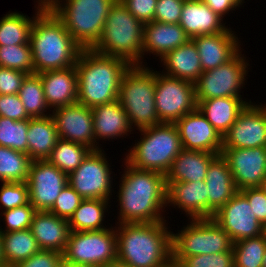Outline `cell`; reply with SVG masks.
<instances>
[{
  "instance_id": "obj_1",
  "label": "cell",
  "mask_w": 266,
  "mask_h": 267,
  "mask_svg": "<svg viewBox=\"0 0 266 267\" xmlns=\"http://www.w3.org/2000/svg\"><path fill=\"white\" fill-rule=\"evenodd\" d=\"M120 178L118 222L154 223L167 221L163 217L167 207V184L165 175L156 171L137 169L125 160ZM163 209V210H162Z\"/></svg>"
},
{
  "instance_id": "obj_2",
  "label": "cell",
  "mask_w": 266,
  "mask_h": 267,
  "mask_svg": "<svg viewBox=\"0 0 266 267\" xmlns=\"http://www.w3.org/2000/svg\"><path fill=\"white\" fill-rule=\"evenodd\" d=\"M117 261L130 267H160L172 257V232L166 221L115 223Z\"/></svg>"
},
{
  "instance_id": "obj_3",
  "label": "cell",
  "mask_w": 266,
  "mask_h": 267,
  "mask_svg": "<svg viewBox=\"0 0 266 267\" xmlns=\"http://www.w3.org/2000/svg\"><path fill=\"white\" fill-rule=\"evenodd\" d=\"M130 64L120 58L82 49L75 68L78 74V99L90 108L118 99L123 73Z\"/></svg>"
},
{
  "instance_id": "obj_4",
  "label": "cell",
  "mask_w": 266,
  "mask_h": 267,
  "mask_svg": "<svg viewBox=\"0 0 266 267\" xmlns=\"http://www.w3.org/2000/svg\"><path fill=\"white\" fill-rule=\"evenodd\" d=\"M29 43L34 73L37 74L75 66L82 50L49 7L35 18Z\"/></svg>"
},
{
  "instance_id": "obj_5",
  "label": "cell",
  "mask_w": 266,
  "mask_h": 267,
  "mask_svg": "<svg viewBox=\"0 0 266 267\" xmlns=\"http://www.w3.org/2000/svg\"><path fill=\"white\" fill-rule=\"evenodd\" d=\"M143 33L144 23L116 0L105 20L101 38L92 49L103 55L120 57L130 65H146L142 61Z\"/></svg>"
},
{
  "instance_id": "obj_6",
  "label": "cell",
  "mask_w": 266,
  "mask_h": 267,
  "mask_svg": "<svg viewBox=\"0 0 266 267\" xmlns=\"http://www.w3.org/2000/svg\"><path fill=\"white\" fill-rule=\"evenodd\" d=\"M156 71L146 65H130L123 73L118 100L134 130L161 124L155 106Z\"/></svg>"
},
{
  "instance_id": "obj_7",
  "label": "cell",
  "mask_w": 266,
  "mask_h": 267,
  "mask_svg": "<svg viewBox=\"0 0 266 267\" xmlns=\"http://www.w3.org/2000/svg\"><path fill=\"white\" fill-rule=\"evenodd\" d=\"M139 141L135 140L127 150L124 160L131 166L166 174L176 156L183 149L182 142L174 123H161L138 130Z\"/></svg>"
},
{
  "instance_id": "obj_8",
  "label": "cell",
  "mask_w": 266,
  "mask_h": 267,
  "mask_svg": "<svg viewBox=\"0 0 266 267\" xmlns=\"http://www.w3.org/2000/svg\"><path fill=\"white\" fill-rule=\"evenodd\" d=\"M115 1L54 0L48 7L82 49H92L101 38L105 20Z\"/></svg>"
},
{
  "instance_id": "obj_9",
  "label": "cell",
  "mask_w": 266,
  "mask_h": 267,
  "mask_svg": "<svg viewBox=\"0 0 266 267\" xmlns=\"http://www.w3.org/2000/svg\"><path fill=\"white\" fill-rule=\"evenodd\" d=\"M188 221L178 233L172 232V257L233 251L231 237L212 218Z\"/></svg>"
},
{
  "instance_id": "obj_10",
  "label": "cell",
  "mask_w": 266,
  "mask_h": 267,
  "mask_svg": "<svg viewBox=\"0 0 266 267\" xmlns=\"http://www.w3.org/2000/svg\"><path fill=\"white\" fill-rule=\"evenodd\" d=\"M63 259L70 263H83L105 267L117 261L115 227L99 231H71Z\"/></svg>"
},
{
  "instance_id": "obj_11",
  "label": "cell",
  "mask_w": 266,
  "mask_h": 267,
  "mask_svg": "<svg viewBox=\"0 0 266 267\" xmlns=\"http://www.w3.org/2000/svg\"><path fill=\"white\" fill-rule=\"evenodd\" d=\"M240 50L228 62L203 72L195 84L196 100L222 97H242L241 88L246 85L249 60Z\"/></svg>"
},
{
  "instance_id": "obj_12",
  "label": "cell",
  "mask_w": 266,
  "mask_h": 267,
  "mask_svg": "<svg viewBox=\"0 0 266 267\" xmlns=\"http://www.w3.org/2000/svg\"><path fill=\"white\" fill-rule=\"evenodd\" d=\"M156 113L161 123H175L197 109L195 84L156 71Z\"/></svg>"
},
{
  "instance_id": "obj_13",
  "label": "cell",
  "mask_w": 266,
  "mask_h": 267,
  "mask_svg": "<svg viewBox=\"0 0 266 267\" xmlns=\"http://www.w3.org/2000/svg\"><path fill=\"white\" fill-rule=\"evenodd\" d=\"M106 155L103 149L91 151L79 167L68 175V184L83 199H111L114 179Z\"/></svg>"
},
{
  "instance_id": "obj_14",
  "label": "cell",
  "mask_w": 266,
  "mask_h": 267,
  "mask_svg": "<svg viewBox=\"0 0 266 267\" xmlns=\"http://www.w3.org/2000/svg\"><path fill=\"white\" fill-rule=\"evenodd\" d=\"M212 219L227 232L233 243L265 233V227L253 213L248 199L238 191Z\"/></svg>"
},
{
  "instance_id": "obj_15",
  "label": "cell",
  "mask_w": 266,
  "mask_h": 267,
  "mask_svg": "<svg viewBox=\"0 0 266 267\" xmlns=\"http://www.w3.org/2000/svg\"><path fill=\"white\" fill-rule=\"evenodd\" d=\"M67 183L68 175L48 160L32 161L27 179L29 203L36 211H48Z\"/></svg>"
},
{
  "instance_id": "obj_16",
  "label": "cell",
  "mask_w": 266,
  "mask_h": 267,
  "mask_svg": "<svg viewBox=\"0 0 266 267\" xmlns=\"http://www.w3.org/2000/svg\"><path fill=\"white\" fill-rule=\"evenodd\" d=\"M260 104L248 103L239 113L222 137V148L266 147V104Z\"/></svg>"
},
{
  "instance_id": "obj_17",
  "label": "cell",
  "mask_w": 266,
  "mask_h": 267,
  "mask_svg": "<svg viewBox=\"0 0 266 267\" xmlns=\"http://www.w3.org/2000/svg\"><path fill=\"white\" fill-rule=\"evenodd\" d=\"M51 117L59 138L85 145L92 151L102 149L95 141L92 108L76 102L52 110Z\"/></svg>"
},
{
  "instance_id": "obj_18",
  "label": "cell",
  "mask_w": 266,
  "mask_h": 267,
  "mask_svg": "<svg viewBox=\"0 0 266 267\" xmlns=\"http://www.w3.org/2000/svg\"><path fill=\"white\" fill-rule=\"evenodd\" d=\"M238 191L261 187L266 178V147L222 148Z\"/></svg>"
},
{
  "instance_id": "obj_19",
  "label": "cell",
  "mask_w": 266,
  "mask_h": 267,
  "mask_svg": "<svg viewBox=\"0 0 266 267\" xmlns=\"http://www.w3.org/2000/svg\"><path fill=\"white\" fill-rule=\"evenodd\" d=\"M174 124L183 149L221 154L222 136L198 109L186 114Z\"/></svg>"
},
{
  "instance_id": "obj_20",
  "label": "cell",
  "mask_w": 266,
  "mask_h": 267,
  "mask_svg": "<svg viewBox=\"0 0 266 267\" xmlns=\"http://www.w3.org/2000/svg\"><path fill=\"white\" fill-rule=\"evenodd\" d=\"M230 27L220 33L200 35L191 40L197 47L202 71L212 70L232 59L241 50V41Z\"/></svg>"
},
{
  "instance_id": "obj_21",
  "label": "cell",
  "mask_w": 266,
  "mask_h": 267,
  "mask_svg": "<svg viewBox=\"0 0 266 267\" xmlns=\"http://www.w3.org/2000/svg\"><path fill=\"white\" fill-rule=\"evenodd\" d=\"M167 206L184 211L188 219H208V192L205 181L166 182ZM169 204V205H168Z\"/></svg>"
},
{
  "instance_id": "obj_22",
  "label": "cell",
  "mask_w": 266,
  "mask_h": 267,
  "mask_svg": "<svg viewBox=\"0 0 266 267\" xmlns=\"http://www.w3.org/2000/svg\"><path fill=\"white\" fill-rule=\"evenodd\" d=\"M44 98L50 110L77 102L78 74L75 66L60 70H49L39 73Z\"/></svg>"
},
{
  "instance_id": "obj_23",
  "label": "cell",
  "mask_w": 266,
  "mask_h": 267,
  "mask_svg": "<svg viewBox=\"0 0 266 267\" xmlns=\"http://www.w3.org/2000/svg\"><path fill=\"white\" fill-rule=\"evenodd\" d=\"M30 231L41 250L64 253L71 233L68 220L49 211H36L32 218Z\"/></svg>"
},
{
  "instance_id": "obj_24",
  "label": "cell",
  "mask_w": 266,
  "mask_h": 267,
  "mask_svg": "<svg viewBox=\"0 0 266 267\" xmlns=\"http://www.w3.org/2000/svg\"><path fill=\"white\" fill-rule=\"evenodd\" d=\"M189 40L179 24L156 21L144 23L142 60L146 53L149 55L152 53L161 60L168 52L186 44Z\"/></svg>"
},
{
  "instance_id": "obj_25",
  "label": "cell",
  "mask_w": 266,
  "mask_h": 267,
  "mask_svg": "<svg viewBox=\"0 0 266 267\" xmlns=\"http://www.w3.org/2000/svg\"><path fill=\"white\" fill-rule=\"evenodd\" d=\"M205 183L208 192L209 219L238 192L229 165L221 154L211 161Z\"/></svg>"
},
{
  "instance_id": "obj_26",
  "label": "cell",
  "mask_w": 266,
  "mask_h": 267,
  "mask_svg": "<svg viewBox=\"0 0 266 267\" xmlns=\"http://www.w3.org/2000/svg\"><path fill=\"white\" fill-rule=\"evenodd\" d=\"M224 19L201 0H185L179 25L192 39L200 35H210L225 31Z\"/></svg>"
},
{
  "instance_id": "obj_27",
  "label": "cell",
  "mask_w": 266,
  "mask_h": 267,
  "mask_svg": "<svg viewBox=\"0 0 266 267\" xmlns=\"http://www.w3.org/2000/svg\"><path fill=\"white\" fill-rule=\"evenodd\" d=\"M93 127L95 141L99 145L100 140H112L129 136L132 127L129 124L127 114L119 100L95 106L92 108Z\"/></svg>"
},
{
  "instance_id": "obj_28",
  "label": "cell",
  "mask_w": 266,
  "mask_h": 267,
  "mask_svg": "<svg viewBox=\"0 0 266 267\" xmlns=\"http://www.w3.org/2000/svg\"><path fill=\"white\" fill-rule=\"evenodd\" d=\"M196 101L197 109L222 137L237 120L239 113L248 103H251V100H244L243 97H222Z\"/></svg>"
},
{
  "instance_id": "obj_29",
  "label": "cell",
  "mask_w": 266,
  "mask_h": 267,
  "mask_svg": "<svg viewBox=\"0 0 266 267\" xmlns=\"http://www.w3.org/2000/svg\"><path fill=\"white\" fill-rule=\"evenodd\" d=\"M219 154L182 149L165 174L166 182L205 181L211 161Z\"/></svg>"
},
{
  "instance_id": "obj_30",
  "label": "cell",
  "mask_w": 266,
  "mask_h": 267,
  "mask_svg": "<svg viewBox=\"0 0 266 267\" xmlns=\"http://www.w3.org/2000/svg\"><path fill=\"white\" fill-rule=\"evenodd\" d=\"M159 61L165 69L162 73L170 77L195 83L203 73L197 47L191 39L168 52Z\"/></svg>"
},
{
  "instance_id": "obj_31",
  "label": "cell",
  "mask_w": 266,
  "mask_h": 267,
  "mask_svg": "<svg viewBox=\"0 0 266 267\" xmlns=\"http://www.w3.org/2000/svg\"><path fill=\"white\" fill-rule=\"evenodd\" d=\"M59 139L51 115L29 119L28 156L32 161L47 160Z\"/></svg>"
},
{
  "instance_id": "obj_32",
  "label": "cell",
  "mask_w": 266,
  "mask_h": 267,
  "mask_svg": "<svg viewBox=\"0 0 266 267\" xmlns=\"http://www.w3.org/2000/svg\"><path fill=\"white\" fill-rule=\"evenodd\" d=\"M34 8L36 11L32 18L13 11L0 18V46L30 44L33 22L46 7L37 3Z\"/></svg>"
},
{
  "instance_id": "obj_33",
  "label": "cell",
  "mask_w": 266,
  "mask_h": 267,
  "mask_svg": "<svg viewBox=\"0 0 266 267\" xmlns=\"http://www.w3.org/2000/svg\"><path fill=\"white\" fill-rule=\"evenodd\" d=\"M110 200L83 199L68 220L71 231H99L109 227L104 226V220ZM109 206V207H108Z\"/></svg>"
},
{
  "instance_id": "obj_34",
  "label": "cell",
  "mask_w": 266,
  "mask_h": 267,
  "mask_svg": "<svg viewBox=\"0 0 266 267\" xmlns=\"http://www.w3.org/2000/svg\"><path fill=\"white\" fill-rule=\"evenodd\" d=\"M1 242L4 265L16 266L41 250L30 229L1 232Z\"/></svg>"
},
{
  "instance_id": "obj_35",
  "label": "cell",
  "mask_w": 266,
  "mask_h": 267,
  "mask_svg": "<svg viewBox=\"0 0 266 267\" xmlns=\"http://www.w3.org/2000/svg\"><path fill=\"white\" fill-rule=\"evenodd\" d=\"M18 95L22 101V104L24 105L26 113L30 118L51 115L50 112L52 110H50L46 104L43 84L39 74H28L24 78Z\"/></svg>"
},
{
  "instance_id": "obj_36",
  "label": "cell",
  "mask_w": 266,
  "mask_h": 267,
  "mask_svg": "<svg viewBox=\"0 0 266 267\" xmlns=\"http://www.w3.org/2000/svg\"><path fill=\"white\" fill-rule=\"evenodd\" d=\"M91 151L85 145L59 138L47 160L69 175L79 167Z\"/></svg>"
},
{
  "instance_id": "obj_37",
  "label": "cell",
  "mask_w": 266,
  "mask_h": 267,
  "mask_svg": "<svg viewBox=\"0 0 266 267\" xmlns=\"http://www.w3.org/2000/svg\"><path fill=\"white\" fill-rule=\"evenodd\" d=\"M32 163L28 154L0 146V181L27 182Z\"/></svg>"
},
{
  "instance_id": "obj_38",
  "label": "cell",
  "mask_w": 266,
  "mask_h": 267,
  "mask_svg": "<svg viewBox=\"0 0 266 267\" xmlns=\"http://www.w3.org/2000/svg\"><path fill=\"white\" fill-rule=\"evenodd\" d=\"M234 267H262L266 251V233L233 244Z\"/></svg>"
},
{
  "instance_id": "obj_39",
  "label": "cell",
  "mask_w": 266,
  "mask_h": 267,
  "mask_svg": "<svg viewBox=\"0 0 266 267\" xmlns=\"http://www.w3.org/2000/svg\"><path fill=\"white\" fill-rule=\"evenodd\" d=\"M29 120L15 121L0 116V146L28 154Z\"/></svg>"
},
{
  "instance_id": "obj_40",
  "label": "cell",
  "mask_w": 266,
  "mask_h": 267,
  "mask_svg": "<svg viewBox=\"0 0 266 267\" xmlns=\"http://www.w3.org/2000/svg\"><path fill=\"white\" fill-rule=\"evenodd\" d=\"M0 66L34 74L30 44L0 46Z\"/></svg>"
},
{
  "instance_id": "obj_41",
  "label": "cell",
  "mask_w": 266,
  "mask_h": 267,
  "mask_svg": "<svg viewBox=\"0 0 266 267\" xmlns=\"http://www.w3.org/2000/svg\"><path fill=\"white\" fill-rule=\"evenodd\" d=\"M36 210L31 203L25 204L20 207L5 210L0 213L3 218L4 229L0 226V232H14L30 229L33 215Z\"/></svg>"
},
{
  "instance_id": "obj_42",
  "label": "cell",
  "mask_w": 266,
  "mask_h": 267,
  "mask_svg": "<svg viewBox=\"0 0 266 267\" xmlns=\"http://www.w3.org/2000/svg\"><path fill=\"white\" fill-rule=\"evenodd\" d=\"M28 203L29 188L27 182H2L0 189L1 212Z\"/></svg>"
},
{
  "instance_id": "obj_43",
  "label": "cell",
  "mask_w": 266,
  "mask_h": 267,
  "mask_svg": "<svg viewBox=\"0 0 266 267\" xmlns=\"http://www.w3.org/2000/svg\"><path fill=\"white\" fill-rule=\"evenodd\" d=\"M173 258L183 267H234L233 251Z\"/></svg>"
},
{
  "instance_id": "obj_44",
  "label": "cell",
  "mask_w": 266,
  "mask_h": 267,
  "mask_svg": "<svg viewBox=\"0 0 266 267\" xmlns=\"http://www.w3.org/2000/svg\"><path fill=\"white\" fill-rule=\"evenodd\" d=\"M82 200L83 198L67 183L48 211L69 220Z\"/></svg>"
},
{
  "instance_id": "obj_45",
  "label": "cell",
  "mask_w": 266,
  "mask_h": 267,
  "mask_svg": "<svg viewBox=\"0 0 266 267\" xmlns=\"http://www.w3.org/2000/svg\"><path fill=\"white\" fill-rule=\"evenodd\" d=\"M185 0H157L154 21L179 24Z\"/></svg>"
},
{
  "instance_id": "obj_46",
  "label": "cell",
  "mask_w": 266,
  "mask_h": 267,
  "mask_svg": "<svg viewBox=\"0 0 266 267\" xmlns=\"http://www.w3.org/2000/svg\"><path fill=\"white\" fill-rule=\"evenodd\" d=\"M0 116L15 121L30 119L18 94L0 95Z\"/></svg>"
},
{
  "instance_id": "obj_47",
  "label": "cell",
  "mask_w": 266,
  "mask_h": 267,
  "mask_svg": "<svg viewBox=\"0 0 266 267\" xmlns=\"http://www.w3.org/2000/svg\"><path fill=\"white\" fill-rule=\"evenodd\" d=\"M27 75L23 71L0 66V95L18 94Z\"/></svg>"
},
{
  "instance_id": "obj_48",
  "label": "cell",
  "mask_w": 266,
  "mask_h": 267,
  "mask_svg": "<svg viewBox=\"0 0 266 267\" xmlns=\"http://www.w3.org/2000/svg\"><path fill=\"white\" fill-rule=\"evenodd\" d=\"M63 260V253L40 250L28 259L19 262L16 267H61Z\"/></svg>"
},
{
  "instance_id": "obj_49",
  "label": "cell",
  "mask_w": 266,
  "mask_h": 267,
  "mask_svg": "<svg viewBox=\"0 0 266 267\" xmlns=\"http://www.w3.org/2000/svg\"><path fill=\"white\" fill-rule=\"evenodd\" d=\"M125 8L143 23L154 21L157 0H119Z\"/></svg>"
},
{
  "instance_id": "obj_50",
  "label": "cell",
  "mask_w": 266,
  "mask_h": 267,
  "mask_svg": "<svg viewBox=\"0 0 266 267\" xmlns=\"http://www.w3.org/2000/svg\"><path fill=\"white\" fill-rule=\"evenodd\" d=\"M240 192L248 199L258 221L266 227V194L261 187L245 188Z\"/></svg>"
},
{
  "instance_id": "obj_51",
  "label": "cell",
  "mask_w": 266,
  "mask_h": 267,
  "mask_svg": "<svg viewBox=\"0 0 266 267\" xmlns=\"http://www.w3.org/2000/svg\"><path fill=\"white\" fill-rule=\"evenodd\" d=\"M203 3L207 4L216 14L224 18L229 14L230 11L238 9L243 2L242 0H201Z\"/></svg>"
},
{
  "instance_id": "obj_52",
  "label": "cell",
  "mask_w": 266,
  "mask_h": 267,
  "mask_svg": "<svg viewBox=\"0 0 266 267\" xmlns=\"http://www.w3.org/2000/svg\"><path fill=\"white\" fill-rule=\"evenodd\" d=\"M61 267H95V266L83 263H70L63 260Z\"/></svg>"
},
{
  "instance_id": "obj_53",
  "label": "cell",
  "mask_w": 266,
  "mask_h": 267,
  "mask_svg": "<svg viewBox=\"0 0 266 267\" xmlns=\"http://www.w3.org/2000/svg\"><path fill=\"white\" fill-rule=\"evenodd\" d=\"M160 267H183V266L179 261H177L173 257H171L166 263H164Z\"/></svg>"
},
{
  "instance_id": "obj_54",
  "label": "cell",
  "mask_w": 266,
  "mask_h": 267,
  "mask_svg": "<svg viewBox=\"0 0 266 267\" xmlns=\"http://www.w3.org/2000/svg\"><path fill=\"white\" fill-rule=\"evenodd\" d=\"M105 267H130V266H128L126 264H123V263H121L119 261H115V262H112V263H110L109 265H107Z\"/></svg>"
},
{
  "instance_id": "obj_55",
  "label": "cell",
  "mask_w": 266,
  "mask_h": 267,
  "mask_svg": "<svg viewBox=\"0 0 266 267\" xmlns=\"http://www.w3.org/2000/svg\"><path fill=\"white\" fill-rule=\"evenodd\" d=\"M4 265L3 256H2V242H1V232H0V267Z\"/></svg>"
},
{
  "instance_id": "obj_56",
  "label": "cell",
  "mask_w": 266,
  "mask_h": 267,
  "mask_svg": "<svg viewBox=\"0 0 266 267\" xmlns=\"http://www.w3.org/2000/svg\"><path fill=\"white\" fill-rule=\"evenodd\" d=\"M36 2L45 7H48L50 5V0H37Z\"/></svg>"
},
{
  "instance_id": "obj_57",
  "label": "cell",
  "mask_w": 266,
  "mask_h": 267,
  "mask_svg": "<svg viewBox=\"0 0 266 267\" xmlns=\"http://www.w3.org/2000/svg\"><path fill=\"white\" fill-rule=\"evenodd\" d=\"M261 188H262V190L265 192V194H266V178L264 179V181H263V183H262V185H261Z\"/></svg>"
},
{
  "instance_id": "obj_58",
  "label": "cell",
  "mask_w": 266,
  "mask_h": 267,
  "mask_svg": "<svg viewBox=\"0 0 266 267\" xmlns=\"http://www.w3.org/2000/svg\"><path fill=\"white\" fill-rule=\"evenodd\" d=\"M262 267H266V251H265V255L263 257V265Z\"/></svg>"
},
{
  "instance_id": "obj_59",
  "label": "cell",
  "mask_w": 266,
  "mask_h": 267,
  "mask_svg": "<svg viewBox=\"0 0 266 267\" xmlns=\"http://www.w3.org/2000/svg\"><path fill=\"white\" fill-rule=\"evenodd\" d=\"M1 267H16V266H13V265H3Z\"/></svg>"
}]
</instances>
